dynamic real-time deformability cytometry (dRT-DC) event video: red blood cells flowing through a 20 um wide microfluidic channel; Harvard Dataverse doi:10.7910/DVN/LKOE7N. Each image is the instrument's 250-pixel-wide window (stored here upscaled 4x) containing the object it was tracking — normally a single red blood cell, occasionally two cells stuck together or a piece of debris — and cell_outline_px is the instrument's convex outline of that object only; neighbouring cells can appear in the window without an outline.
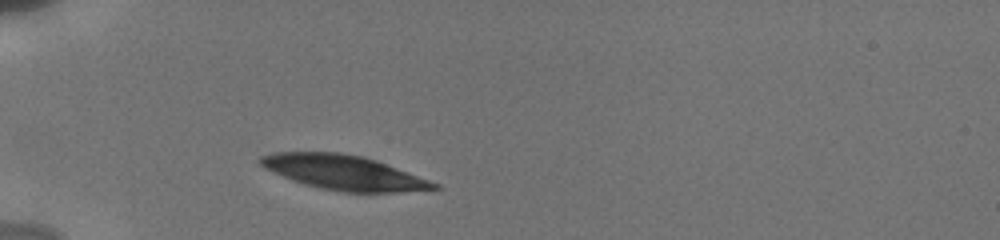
{"species": "human", "species_latin": "Homo sapiens", "temperature_condition": "cold", "stored_images_in_passage": 59, "camera_frame_rate_fps": 3000, "um_per_image_px": 0.085, "donor": {"sex": "male"}, "frame": {"image": 1, "passage_image": 1, "time_ms": 0.0, "image_size_px": [1000, 240], "cell_outline_px": [[444, 188], [396, 192], [344, 192], [304, 184], [292, 180], [264, 168], [256, 160], [260, 156], [272, 152], [340, 152], [360, 156], [376, 160], [440, 184]], "centroid_in_image_um": [29.2, 14.65], "position_along_channel_um": 55.8, "area_um2": 34.8}}
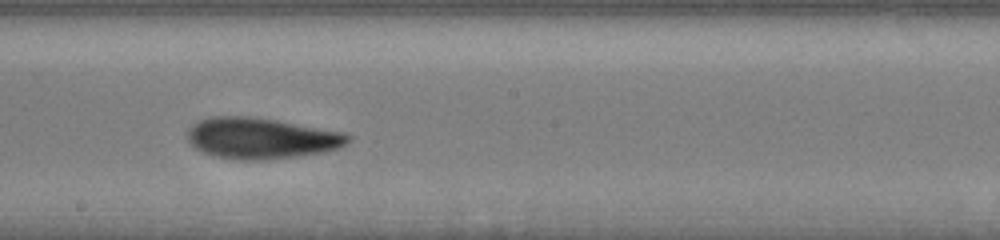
{"frame": {"image": 2, "passage_image": 23, "time_ms": 5.0, "image_size_px": [1000, 240], "cell_outline_px": [[352, 140], [348, 144], [340, 148], [324, 152], [268, 160], [236, 160], [212, 156], [200, 152], [188, 140], [188, 128], [192, 124], [200, 120], [212, 116], [248, 116], [276, 120], [348, 132], [352, 136]], "centroid_in_image_um": [22.25, 11.75], "position_along_channel_um": 226.0, "area_um2": 39.02}}
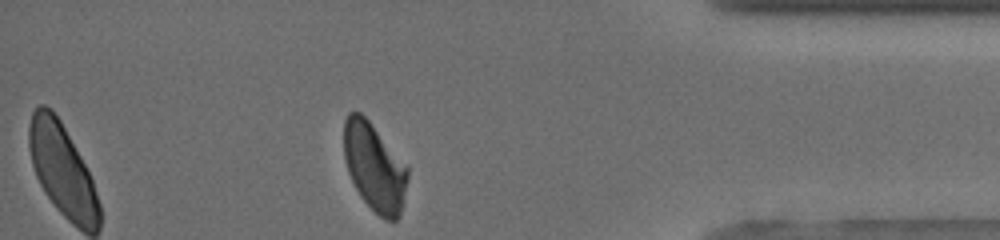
{"frame": {"image": 3, "passage_image": 58, "time_ms": 10.333, "image_size_px": [1000, 240], "cell_outline_px": [[408, 180], [400, 216], [396, 220], [384, 220], [360, 196], [348, 172], [344, 156], [344, 120], [348, 112], [360, 112], [368, 120], [408, 164]], "centroid_in_image_um": [31.85, 14.19], "position_along_channel_um": 403.4, "area_um2": 32.77}, "authors_computed_cell_mechanics": {"area_um2": 36.7608, "velocity_mm_per_s": 3.8069, "shape_relaxation_time_tau1_ms": 4.3018, "shape_relaxation_time_tau2_ms": 1.6064, "deformation_change_tau1": 0.1461, "deformation_change_tau2": 0.0704}}